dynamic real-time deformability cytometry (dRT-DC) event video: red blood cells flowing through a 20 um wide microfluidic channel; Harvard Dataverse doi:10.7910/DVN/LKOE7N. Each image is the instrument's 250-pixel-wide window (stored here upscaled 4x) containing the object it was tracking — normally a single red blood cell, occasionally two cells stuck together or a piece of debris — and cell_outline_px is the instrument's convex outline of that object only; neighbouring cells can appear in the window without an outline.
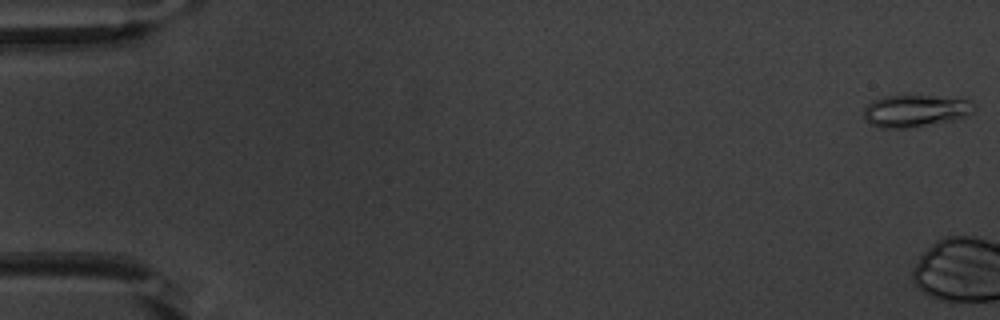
{"species": "common noctule bat (a hibernating species)", "species_latin": "Nyctalus noctula", "temperature_condition": "warm", "stored_images_in_passage": 4, "camera_frame_rate_fps": 3000, "um_per_image_px": 0.085, "animal": {"sex": "male", "body_mass_g": 20.1, "forearm_length_mm": 53.5}, "frame": {"image": 1, "passage_image": 1, "time_ms": 0.0, "image_size_px": [1000, 320], "cell_outline_px": [[976, 108], [972, 112], [964, 116], [952, 120], [912, 128], [880, 128], [872, 124], [864, 116], [864, 108], [872, 100], [884, 96], [932, 96], [972, 100], [976, 104]], "centroid_in_image_um": [77.82, 9.42], "position_along_channel_um": 7.2, "area_um2": 20.58}}